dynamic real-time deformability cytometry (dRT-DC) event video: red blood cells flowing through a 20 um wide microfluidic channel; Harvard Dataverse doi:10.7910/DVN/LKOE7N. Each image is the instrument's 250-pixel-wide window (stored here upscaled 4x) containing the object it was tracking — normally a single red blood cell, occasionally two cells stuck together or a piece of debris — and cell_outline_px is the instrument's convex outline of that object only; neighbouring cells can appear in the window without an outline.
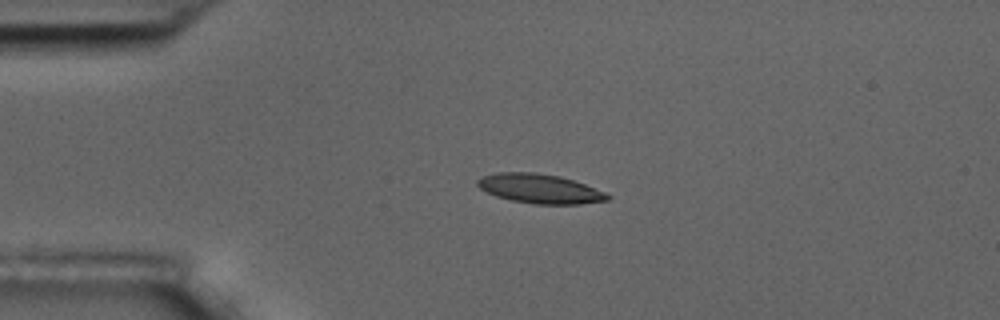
{"species": "common noctule bat (a hibernating species)", "species_latin": "Nyctalus noctula", "temperature_condition": "room temperature", "stored_images_in_passage": 2, "camera_frame_rate_fps": 3000, "um_per_image_px": 0.085, "animal": {"sex": "male", "body_mass_g": 17.5, "forearm_length_mm": 52.3}, "frame": {"image": 1, "passage_image": 1, "time_ms": 0.0, "image_size_px": [1000, 320], "cell_outline_px": [[612, 196], [608, 200], [580, 204], [536, 204], [512, 200], [496, 196], [480, 188], [476, 184], [476, 180], [484, 176], [496, 172], [536, 172], [560, 176], [584, 184], [604, 192]], "centroid_in_image_um": [45.87, 16.03], "position_along_channel_um": 39.1, "area_um2": 22.08}}